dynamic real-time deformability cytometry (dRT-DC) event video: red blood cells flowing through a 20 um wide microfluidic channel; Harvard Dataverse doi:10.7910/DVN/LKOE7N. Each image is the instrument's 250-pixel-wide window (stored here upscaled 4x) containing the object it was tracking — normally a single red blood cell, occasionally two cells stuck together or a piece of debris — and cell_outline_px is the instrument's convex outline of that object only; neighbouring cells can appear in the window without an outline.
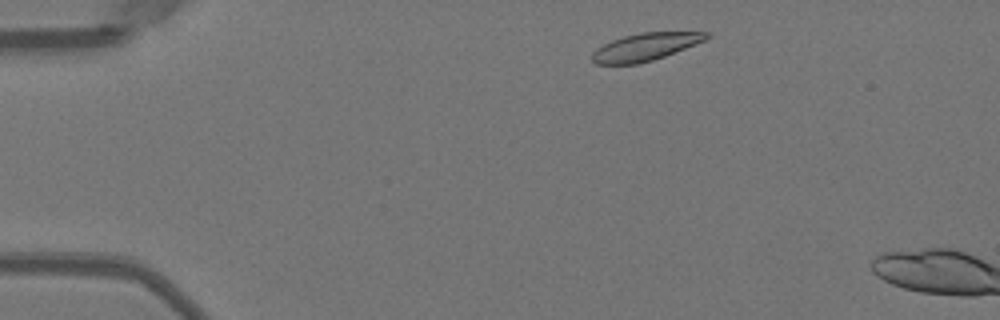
{"species": "Egyptian fruit bat (a non-hibernating species)", "species_latin": "Rousettus aegyptiacus", "temperature_condition": "warm", "stored_images_in_passage": 4, "camera_frame_rate_fps": 3000, "um_per_image_px": 0.085, "animal": {"sex": "female"}, "frame": {"image": 1, "passage_image": 2, "time_ms": 0.333, "image_size_px": [1000, 320], "cell_outline_px": [[708, 36], [704, 40], [664, 56], [652, 60], [636, 64], [596, 64], [592, 60], [592, 52], [604, 44], [612, 40], [624, 36], [640, 32], [708, 32]], "centroid_in_image_um": [54.79, 3.99], "position_along_channel_um": 30.2, "area_um2": 17.92}}